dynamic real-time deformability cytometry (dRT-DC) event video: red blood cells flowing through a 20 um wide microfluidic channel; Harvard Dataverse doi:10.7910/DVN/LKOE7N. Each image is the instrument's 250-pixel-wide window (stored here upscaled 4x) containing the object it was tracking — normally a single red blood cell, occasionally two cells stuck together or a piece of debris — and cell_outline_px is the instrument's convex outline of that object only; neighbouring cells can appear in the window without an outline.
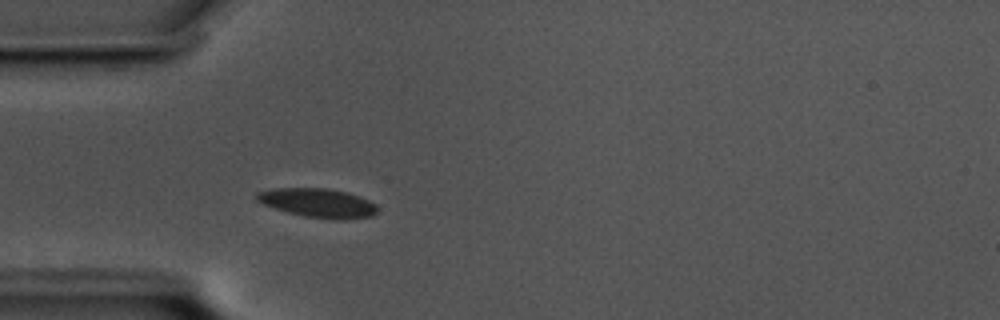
{"species": "common noctule bat (a hibernating species)", "species_latin": "Nyctalus noctula", "temperature_condition": "cold", "stored_images_in_passage": 43, "camera_frame_rate_fps": 3000, "um_per_image_px": 0.085, "animal": {"sex": "male", "body_mass_g": 17.5, "forearm_length_mm": 52.3}, "frame": {"image": 1, "passage_image": 1, "time_ms": 0.0, "image_size_px": [1000, 320], "cell_outline_px": [[376, 212], [372, 216], [344, 220], [340, 220], [304, 216], [288, 212], [264, 204], [256, 200], [256, 192], [276, 188], [324, 188], [348, 192], [360, 196], [376, 204]], "centroid_in_image_um": [27.04, 17.24], "position_along_channel_um": 58.0, "area_um2": 20.29}}
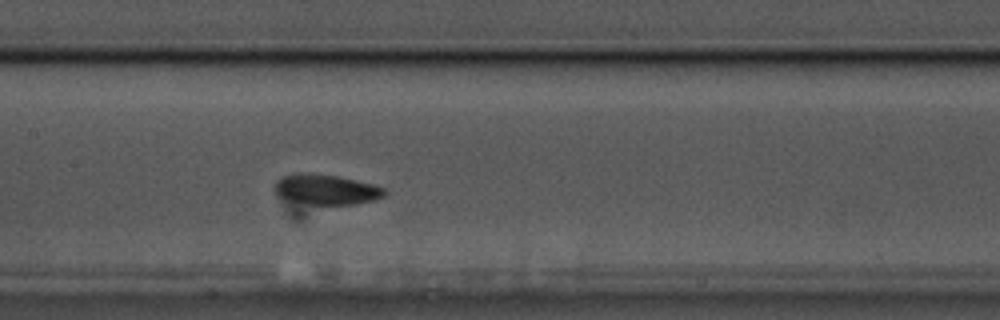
{"frame": {"image": 2, "passage_image": 12, "time_ms": 3.667, "image_size_px": [1000, 320], "cell_outline_px": [[388, 192], [384, 196], [372, 200], [356, 204], [312, 204], [288, 200], [280, 196], [272, 188], [272, 184], [280, 176], [292, 172], [308, 172], [336, 176], [372, 184], [384, 188]], "centroid_in_image_um": [27.64, 16.08], "position_along_channel_um": 179.8, "area_um2": 19.54}}
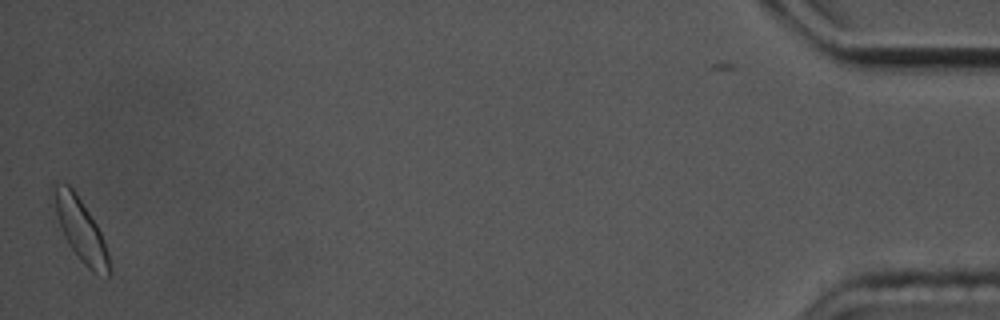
{"frame": {"image": 3, "passage_image": 42, "time_ms": 13.667, "image_size_px": [1000, 320], "cell_outline_px": [[112, 272], [108, 276], [92, 272], [80, 260], [68, 244], [64, 236], [56, 212], [52, 188], [52, 184], [56, 180], [68, 184], [76, 192], [96, 224], [104, 240], [108, 252], [112, 268]], "centroid_in_image_um": [6.87, 19.52], "position_along_channel_um": 428.3, "area_um2": 20.17}, "authors_computed_cell_mechanics": {"area_um2": 19.0162, "velocity_mm_per_s": 3.422, "shape_relaxation_time_tau1_ms": 3.0606, "shape_relaxation_time_tau2_ms": 8.1387, "deformation_change_tau1": 0.0587, "deformation_change_tau2": 0.0857}}